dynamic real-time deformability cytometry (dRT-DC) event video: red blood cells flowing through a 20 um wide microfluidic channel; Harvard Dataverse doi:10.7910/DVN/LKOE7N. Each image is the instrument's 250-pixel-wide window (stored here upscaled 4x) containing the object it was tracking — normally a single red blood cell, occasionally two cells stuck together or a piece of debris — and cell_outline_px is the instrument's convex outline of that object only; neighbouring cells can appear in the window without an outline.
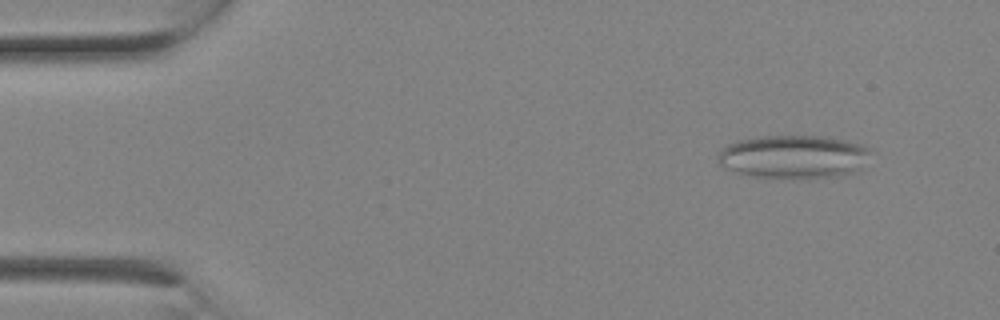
{"species": "Egyptian fruit bat (a non-hibernating species)", "species_latin": "Rousettus aegyptiacus", "temperature_condition": "room temperature", "stored_images_in_passage": 3, "camera_frame_rate_fps": 3000, "um_per_image_px": 0.085, "animal": {"sex": "female"}, "frame": {"image": 1, "passage_image": 1, "time_ms": 0.0, "image_size_px": [1000, 320], "cell_outline_px": [[868, 148], [860, 168], [856, 172], [840, 176], [756, 176], [740, 172], [728, 168], [720, 164], [716, 156], [716, 152], [720, 148], [728, 144], [740, 140], [756, 136], [820, 136], [844, 140], [860, 144]], "centroid_in_image_um": [67.38, 13.28], "position_along_channel_um": 17.6, "area_um2": 37.34}}